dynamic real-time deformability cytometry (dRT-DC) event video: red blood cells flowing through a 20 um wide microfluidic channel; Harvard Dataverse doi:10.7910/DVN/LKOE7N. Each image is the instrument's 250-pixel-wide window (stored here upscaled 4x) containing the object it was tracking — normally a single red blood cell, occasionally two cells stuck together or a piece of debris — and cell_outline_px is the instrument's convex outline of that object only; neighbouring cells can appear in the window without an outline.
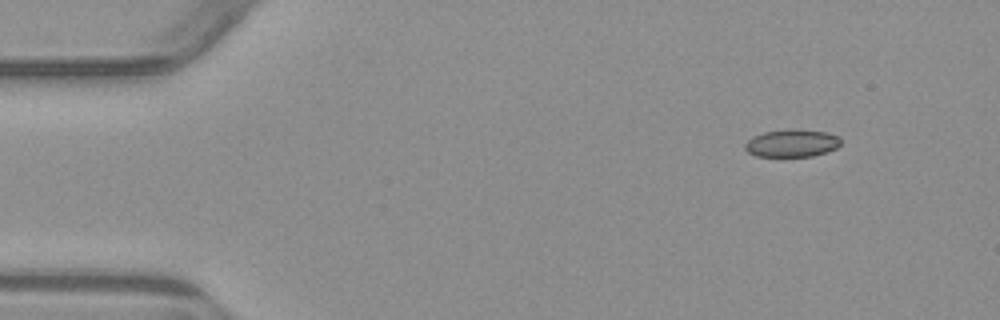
{"species": "common noctule bat (a hibernating species)", "species_latin": "Nyctalus noctula", "temperature_condition": "warm", "stored_images_in_passage": 6, "segment_of_instrument_passage": [2, 2], "camera_frame_rate_fps": 3000, "um_per_image_px": 0.085, "animal": {"sex": "male", "body_mass_g": 23.1, "forearm_length_mm": 52.7}, "frame": {"image": 1, "passage_image": 6, "time_ms": 7.0, "image_size_px": [1000, 320], "cell_outline_px": [[840, 144], [836, 148], [828, 152], [812, 156], [756, 156], [748, 152], [744, 148], [744, 144], [752, 136], [764, 132], [828, 132], [840, 136]], "centroid_in_image_um": [67.31, 12.22], "position_along_channel_um": 17.7, "area_um2": 14.68}}